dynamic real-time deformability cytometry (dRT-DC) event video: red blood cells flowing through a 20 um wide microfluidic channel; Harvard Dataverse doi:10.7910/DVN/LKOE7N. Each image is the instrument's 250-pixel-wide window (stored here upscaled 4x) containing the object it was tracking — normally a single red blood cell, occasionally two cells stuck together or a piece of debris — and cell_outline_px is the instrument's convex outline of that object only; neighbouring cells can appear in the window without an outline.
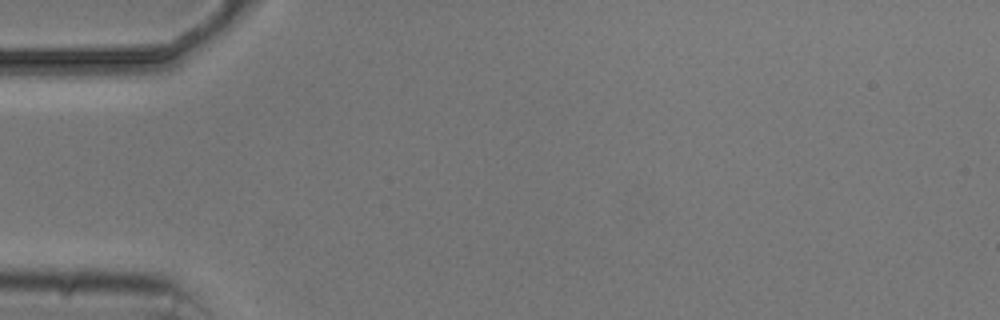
{"species": "common noctule bat (a hibernating species)", "species_latin": "Nyctalus noctula", "temperature_condition": "cold", "stored_images_in_passage": 2, "camera_frame_rate_fps": 3000, "um_per_image_px": 0.085, "animal": {"sex": "male", "body_mass_g": 20.5, "forearm_length_mm": 52.5}, "frame": {"image": 1, "passage_image": 1, "time_ms": 0.0, "image_size_px": [1000, 320], "cell_outline_px": [[156, 60], [72, 80], [68, 60], [104, 52], [148, 52], [156, 56]], "centroid_in_image_um": [9.06, 5.33], "position_along_channel_um": 75.9, "area_um2": 10.29}}